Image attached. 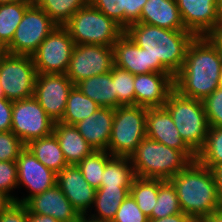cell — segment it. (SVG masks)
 Here are the masks:
<instances>
[{"label": "cell", "mask_w": 222, "mask_h": 222, "mask_svg": "<svg viewBox=\"0 0 222 222\" xmlns=\"http://www.w3.org/2000/svg\"><path fill=\"white\" fill-rule=\"evenodd\" d=\"M131 187H100L96 189L93 206L96 207V214H91L90 217L100 221L111 222L114 216L130 194Z\"/></svg>", "instance_id": "26"}, {"label": "cell", "mask_w": 222, "mask_h": 222, "mask_svg": "<svg viewBox=\"0 0 222 222\" xmlns=\"http://www.w3.org/2000/svg\"><path fill=\"white\" fill-rule=\"evenodd\" d=\"M18 187L16 161H0V191L10 195L15 201V196L9 194Z\"/></svg>", "instance_id": "40"}, {"label": "cell", "mask_w": 222, "mask_h": 222, "mask_svg": "<svg viewBox=\"0 0 222 222\" xmlns=\"http://www.w3.org/2000/svg\"><path fill=\"white\" fill-rule=\"evenodd\" d=\"M73 82L65 74H37L34 98L54 121L62 119Z\"/></svg>", "instance_id": "13"}, {"label": "cell", "mask_w": 222, "mask_h": 222, "mask_svg": "<svg viewBox=\"0 0 222 222\" xmlns=\"http://www.w3.org/2000/svg\"><path fill=\"white\" fill-rule=\"evenodd\" d=\"M15 200L3 191H0V214L7 210Z\"/></svg>", "instance_id": "47"}, {"label": "cell", "mask_w": 222, "mask_h": 222, "mask_svg": "<svg viewBox=\"0 0 222 222\" xmlns=\"http://www.w3.org/2000/svg\"><path fill=\"white\" fill-rule=\"evenodd\" d=\"M16 164L18 186H25L30 194L22 199L16 198L15 202L24 204L30 197L56 185L57 174L45 167L27 147L16 159Z\"/></svg>", "instance_id": "14"}, {"label": "cell", "mask_w": 222, "mask_h": 222, "mask_svg": "<svg viewBox=\"0 0 222 222\" xmlns=\"http://www.w3.org/2000/svg\"><path fill=\"white\" fill-rule=\"evenodd\" d=\"M55 122L34 98L13 101L11 131L27 145L53 134Z\"/></svg>", "instance_id": "11"}, {"label": "cell", "mask_w": 222, "mask_h": 222, "mask_svg": "<svg viewBox=\"0 0 222 222\" xmlns=\"http://www.w3.org/2000/svg\"><path fill=\"white\" fill-rule=\"evenodd\" d=\"M33 3L0 4V46L5 49L12 41L25 11Z\"/></svg>", "instance_id": "29"}, {"label": "cell", "mask_w": 222, "mask_h": 222, "mask_svg": "<svg viewBox=\"0 0 222 222\" xmlns=\"http://www.w3.org/2000/svg\"><path fill=\"white\" fill-rule=\"evenodd\" d=\"M162 179L135 177L130 188V195L140 210L151 220L153 208L157 202L158 187Z\"/></svg>", "instance_id": "30"}, {"label": "cell", "mask_w": 222, "mask_h": 222, "mask_svg": "<svg viewBox=\"0 0 222 222\" xmlns=\"http://www.w3.org/2000/svg\"><path fill=\"white\" fill-rule=\"evenodd\" d=\"M147 0H126V28L140 21L143 6Z\"/></svg>", "instance_id": "43"}, {"label": "cell", "mask_w": 222, "mask_h": 222, "mask_svg": "<svg viewBox=\"0 0 222 222\" xmlns=\"http://www.w3.org/2000/svg\"><path fill=\"white\" fill-rule=\"evenodd\" d=\"M183 24L196 37L209 36L220 22L218 0H176Z\"/></svg>", "instance_id": "15"}, {"label": "cell", "mask_w": 222, "mask_h": 222, "mask_svg": "<svg viewBox=\"0 0 222 222\" xmlns=\"http://www.w3.org/2000/svg\"><path fill=\"white\" fill-rule=\"evenodd\" d=\"M27 222H59L51 216L28 213Z\"/></svg>", "instance_id": "48"}, {"label": "cell", "mask_w": 222, "mask_h": 222, "mask_svg": "<svg viewBox=\"0 0 222 222\" xmlns=\"http://www.w3.org/2000/svg\"><path fill=\"white\" fill-rule=\"evenodd\" d=\"M4 52V49L0 46V55Z\"/></svg>", "instance_id": "55"}, {"label": "cell", "mask_w": 222, "mask_h": 222, "mask_svg": "<svg viewBox=\"0 0 222 222\" xmlns=\"http://www.w3.org/2000/svg\"><path fill=\"white\" fill-rule=\"evenodd\" d=\"M196 160L206 167L222 165V127H209L203 148Z\"/></svg>", "instance_id": "34"}, {"label": "cell", "mask_w": 222, "mask_h": 222, "mask_svg": "<svg viewBox=\"0 0 222 222\" xmlns=\"http://www.w3.org/2000/svg\"><path fill=\"white\" fill-rule=\"evenodd\" d=\"M218 13L220 20H222V0H218Z\"/></svg>", "instance_id": "52"}, {"label": "cell", "mask_w": 222, "mask_h": 222, "mask_svg": "<svg viewBox=\"0 0 222 222\" xmlns=\"http://www.w3.org/2000/svg\"><path fill=\"white\" fill-rule=\"evenodd\" d=\"M114 67L112 47L104 45H75L65 75L74 85L83 79L105 74Z\"/></svg>", "instance_id": "12"}, {"label": "cell", "mask_w": 222, "mask_h": 222, "mask_svg": "<svg viewBox=\"0 0 222 222\" xmlns=\"http://www.w3.org/2000/svg\"><path fill=\"white\" fill-rule=\"evenodd\" d=\"M146 137L182 151L191 161L197 158V154L180 137L169 111L164 106L146 108Z\"/></svg>", "instance_id": "16"}, {"label": "cell", "mask_w": 222, "mask_h": 222, "mask_svg": "<svg viewBox=\"0 0 222 222\" xmlns=\"http://www.w3.org/2000/svg\"><path fill=\"white\" fill-rule=\"evenodd\" d=\"M13 102L0 96V132L10 131L12 127Z\"/></svg>", "instance_id": "42"}, {"label": "cell", "mask_w": 222, "mask_h": 222, "mask_svg": "<svg viewBox=\"0 0 222 222\" xmlns=\"http://www.w3.org/2000/svg\"><path fill=\"white\" fill-rule=\"evenodd\" d=\"M37 72L32 56L0 55V86L3 97L10 101L34 97Z\"/></svg>", "instance_id": "8"}, {"label": "cell", "mask_w": 222, "mask_h": 222, "mask_svg": "<svg viewBox=\"0 0 222 222\" xmlns=\"http://www.w3.org/2000/svg\"><path fill=\"white\" fill-rule=\"evenodd\" d=\"M56 26L45 11L33 3L25 11L11 43L4 52L32 56Z\"/></svg>", "instance_id": "9"}, {"label": "cell", "mask_w": 222, "mask_h": 222, "mask_svg": "<svg viewBox=\"0 0 222 222\" xmlns=\"http://www.w3.org/2000/svg\"><path fill=\"white\" fill-rule=\"evenodd\" d=\"M124 33L150 56V69L175 76L183 66L187 49L196 37L187 30H169L136 22Z\"/></svg>", "instance_id": "2"}, {"label": "cell", "mask_w": 222, "mask_h": 222, "mask_svg": "<svg viewBox=\"0 0 222 222\" xmlns=\"http://www.w3.org/2000/svg\"><path fill=\"white\" fill-rule=\"evenodd\" d=\"M222 51L209 36L195 37L190 43L180 71L174 76V90L180 95L203 101L219 87Z\"/></svg>", "instance_id": "1"}, {"label": "cell", "mask_w": 222, "mask_h": 222, "mask_svg": "<svg viewBox=\"0 0 222 222\" xmlns=\"http://www.w3.org/2000/svg\"><path fill=\"white\" fill-rule=\"evenodd\" d=\"M208 168H210L212 171L219 195L222 199V165Z\"/></svg>", "instance_id": "45"}, {"label": "cell", "mask_w": 222, "mask_h": 222, "mask_svg": "<svg viewBox=\"0 0 222 222\" xmlns=\"http://www.w3.org/2000/svg\"><path fill=\"white\" fill-rule=\"evenodd\" d=\"M193 221L194 219L191 216L186 215L183 212L166 216L163 218H159V219L149 220V222H193Z\"/></svg>", "instance_id": "44"}, {"label": "cell", "mask_w": 222, "mask_h": 222, "mask_svg": "<svg viewBox=\"0 0 222 222\" xmlns=\"http://www.w3.org/2000/svg\"><path fill=\"white\" fill-rule=\"evenodd\" d=\"M111 222H149V218L140 210L136 201L129 194Z\"/></svg>", "instance_id": "39"}, {"label": "cell", "mask_w": 222, "mask_h": 222, "mask_svg": "<svg viewBox=\"0 0 222 222\" xmlns=\"http://www.w3.org/2000/svg\"><path fill=\"white\" fill-rule=\"evenodd\" d=\"M181 212L174 186L169 180H164L158 187L157 202L153 208L151 219H159Z\"/></svg>", "instance_id": "33"}, {"label": "cell", "mask_w": 222, "mask_h": 222, "mask_svg": "<svg viewBox=\"0 0 222 222\" xmlns=\"http://www.w3.org/2000/svg\"><path fill=\"white\" fill-rule=\"evenodd\" d=\"M53 134L59 142L68 165H77L95 150L86 142L75 125L55 122Z\"/></svg>", "instance_id": "23"}, {"label": "cell", "mask_w": 222, "mask_h": 222, "mask_svg": "<svg viewBox=\"0 0 222 222\" xmlns=\"http://www.w3.org/2000/svg\"><path fill=\"white\" fill-rule=\"evenodd\" d=\"M112 155L105 150H94L77 164L84 179L95 189L101 187L103 172Z\"/></svg>", "instance_id": "32"}, {"label": "cell", "mask_w": 222, "mask_h": 222, "mask_svg": "<svg viewBox=\"0 0 222 222\" xmlns=\"http://www.w3.org/2000/svg\"><path fill=\"white\" fill-rule=\"evenodd\" d=\"M26 147L45 167L56 174L68 166L54 134L31 140Z\"/></svg>", "instance_id": "25"}, {"label": "cell", "mask_w": 222, "mask_h": 222, "mask_svg": "<svg viewBox=\"0 0 222 222\" xmlns=\"http://www.w3.org/2000/svg\"><path fill=\"white\" fill-rule=\"evenodd\" d=\"M28 210L22 203H13L0 214V222H27Z\"/></svg>", "instance_id": "41"}, {"label": "cell", "mask_w": 222, "mask_h": 222, "mask_svg": "<svg viewBox=\"0 0 222 222\" xmlns=\"http://www.w3.org/2000/svg\"><path fill=\"white\" fill-rule=\"evenodd\" d=\"M89 2L124 30L126 29V0H89Z\"/></svg>", "instance_id": "36"}, {"label": "cell", "mask_w": 222, "mask_h": 222, "mask_svg": "<svg viewBox=\"0 0 222 222\" xmlns=\"http://www.w3.org/2000/svg\"><path fill=\"white\" fill-rule=\"evenodd\" d=\"M112 49L114 66L134 75L153 72L150 69V56L146 49L138 47L125 33L115 42Z\"/></svg>", "instance_id": "21"}, {"label": "cell", "mask_w": 222, "mask_h": 222, "mask_svg": "<svg viewBox=\"0 0 222 222\" xmlns=\"http://www.w3.org/2000/svg\"><path fill=\"white\" fill-rule=\"evenodd\" d=\"M75 43L64 26H56L32 55L37 74H65Z\"/></svg>", "instance_id": "10"}, {"label": "cell", "mask_w": 222, "mask_h": 222, "mask_svg": "<svg viewBox=\"0 0 222 222\" xmlns=\"http://www.w3.org/2000/svg\"><path fill=\"white\" fill-rule=\"evenodd\" d=\"M57 26H64L89 0H34Z\"/></svg>", "instance_id": "31"}, {"label": "cell", "mask_w": 222, "mask_h": 222, "mask_svg": "<svg viewBox=\"0 0 222 222\" xmlns=\"http://www.w3.org/2000/svg\"><path fill=\"white\" fill-rule=\"evenodd\" d=\"M0 96H3V94H2V90H1V86H0Z\"/></svg>", "instance_id": "56"}, {"label": "cell", "mask_w": 222, "mask_h": 222, "mask_svg": "<svg viewBox=\"0 0 222 222\" xmlns=\"http://www.w3.org/2000/svg\"><path fill=\"white\" fill-rule=\"evenodd\" d=\"M139 22L169 30H186L176 0H147Z\"/></svg>", "instance_id": "22"}, {"label": "cell", "mask_w": 222, "mask_h": 222, "mask_svg": "<svg viewBox=\"0 0 222 222\" xmlns=\"http://www.w3.org/2000/svg\"><path fill=\"white\" fill-rule=\"evenodd\" d=\"M210 39L218 46L222 51V20L215 28V30L209 35Z\"/></svg>", "instance_id": "46"}, {"label": "cell", "mask_w": 222, "mask_h": 222, "mask_svg": "<svg viewBox=\"0 0 222 222\" xmlns=\"http://www.w3.org/2000/svg\"><path fill=\"white\" fill-rule=\"evenodd\" d=\"M56 184L79 215H87L95 199L96 189L83 177L77 165H68L57 173Z\"/></svg>", "instance_id": "18"}, {"label": "cell", "mask_w": 222, "mask_h": 222, "mask_svg": "<svg viewBox=\"0 0 222 222\" xmlns=\"http://www.w3.org/2000/svg\"><path fill=\"white\" fill-rule=\"evenodd\" d=\"M202 102L209 127H222V87L219 86Z\"/></svg>", "instance_id": "38"}, {"label": "cell", "mask_w": 222, "mask_h": 222, "mask_svg": "<svg viewBox=\"0 0 222 222\" xmlns=\"http://www.w3.org/2000/svg\"><path fill=\"white\" fill-rule=\"evenodd\" d=\"M185 143L197 154L204 146L209 124L203 102L173 90L164 104Z\"/></svg>", "instance_id": "6"}, {"label": "cell", "mask_w": 222, "mask_h": 222, "mask_svg": "<svg viewBox=\"0 0 222 222\" xmlns=\"http://www.w3.org/2000/svg\"><path fill=\"white\" fill-rule=\"evenodd\" d=\"M25 147L11 130L0 132V161H16Z\"/></svg>", "instance_id": "37"}, {"label": "cell", "mask_w": 222, "mask_h": 222, "mask_svg": "<svg viewBox=\"0 0 222 222\" xmlns=\"http://www.w3.org/2000/svg\"><path fill=\"white\" fill-rule=\"evenodd\" d=\"M135 177L130 158L112 156L105 165L101 187H131Z\"/></svg>", "instance_id": "27"}, {"label": "cell", "mask_w": 222, "mask_h": 222, "mask_svg": "<svg viewBox=\"0 0 222 222\" xmlns=\"http://www.w3.org/2000/svg\"><path fill=\"white\" fill-rule=\"evenodd\" d=\"M219 86L222 87V67H221V73H220V79H219Z\"/></svg>", "instance_id": "53"}, {"label": "cell", "mask_w": 222, "mask_h": 222, "mask_svg": "<svg viewBox=\"0 0 222 222\" xmlns=\"http://www.w3.org/2000/svg\"><path fill=\"white\" fill-rule=\"evenodd\" d=\"M100 106L85 96L79 88L74 85L68 94L66 109L61 122L76 125L78 122L91 116Z\"/></svg>", "instance_id": "28"}, {"label": "cell", "mask_w": 222, "mask_h": 222, "mask_svg": "<svg viewBox=\"0 0 222 222\" xmlns=\"http://www.w3.org/2000/svg\"><path fill=\"white\" fill-rule=\"evenodd\" d=\"M136 177L170 180L191 160L180 150L145 137L129 157Z\"/></svg>", "instance_id": "4"}, {"label": "cell", "mask_w": 222, "mask_h": 222, "mask_svg": "<svg viewBox=\"0 0 222 222\" xmlns=\"http://www.w3.org/2000/svg\"><path fill=\"white\" fill-rule=\"evenodd\" d=\"M169 181L176 190L181 211L194 220H203L222 208L211 169L197 160L191 161Z\"/></svg>", "instance_id": "3"}, {"label": "cell", "mask_w": 222, "mask_h": 222, "mask_svg": "<svg viewBox=\"0 0 222 222\" xmlns=\"http://www.w3.org/2000/svg\"><path fill=\"white\" fill-rule=\"evenodd\" d=\"M8 3H34V0H0V4Z\"/></svg>", "instance_id": "51"}, {"label": "cell", "mask_w": 222, "mask_h": 222, "mask_svg": "<svg viewBox=\"0 0 222 222\" xmlns=\"http://www.w3.org/2000/svg\"><path fill=\"white\" fill-rule=\"evenodd\" d=\"M24 205L28 213L51 216L59 222H76L80 216L57 184L30 197Z\"/></svg>", "instance_id": "19"}, {"label": "cell", "mask_w": 222, "mask_h": 222, "mask_svg": "<svg viewBox=\"0 0 222 222\" xmlns=\"http://www.w3.org/2000/svg\"><path fill=\"white\" fill-rule=\"evenodd\" d=\"M88 215L89 214L80 215L76 222H106V221H100V220H97V219H93ZM86 216H88V217H86Z\"/></svg>", "instance_id": "50"}, {"label": "cell", "mask_w": 222, "mask_h": 222, "mask_svg": "<svg viewBox=\"0 0 222 222\" xmlns=\"http://www.w3.org/2000/svg\"><path fill=\"white\" fill-rule=\"evenodd\" d=\"M76 86L100 107L117 108V96L111 71L83 79Z\"/></svg>", "instance_id": "24"}, {"label": "cell", "mask_w": 222, "mask_h": 222, "mask_svg": "<svg viewBox=\"0 0 222 222\" xmlns=\"http://www.w3.org/2000/svg\"><path fill=\"white\" fill-rule=\"evenodd\" d=\"M135 105L144 108L163 107L174 90L171 73L152 72L134 75Z\"/></svg>", "instance_id": "17"}, {"label": "cell", "mask_w": 222, "mask_h": 222, "mask_svg": "<svg viewBox=\"0 0 222 222\" xmlns=\"http://www.w3.org/2000/svg\"><path fill=\"white\" fill-rule=\"evenodd\" d=\"M75 45L113 47L124 29L113 19L96 9L90 2L79 9L64 25Z\"/></svg>", "instance_id": "5"}, {"label": "cell", "mask_w": 222, "mask_h": 222, "mask_svg": "<svg viewBox=\"0 0 222 222\" xmlns=\"http://www.w3.org/2000/svg\"><path fill=\"white\" fill-rule=\"evenodd\" d=\"M114 81L117 108L119 106L135 105L134 74L114 66L111 69Z\"/></svg>", "instance_id": "35"}, {"label": "cell", "mask_w": 222, "mask_h": 222, "mask_svg": "<svg viewBox=\"0 0 222 222\" xmlns=\"http://www.w3.org/2000/svg\"><path fill=\"white\" fill-rule=\"evenodd\" d=\"M146 137V108L138 105L119 106L114 119L107 151L112 156L130 157Z\"/></svg>", "instance_id": "7"}, {"label": "cell", "mask_w": 222, "mask_h": 222, "mask_svg": "<svg viewBox=\"0 0 222 222\" xmlns=\"http://www.w3.org/2000/svg\"><path fill=\"white\" fill-rule=\"evenodd\" d=\"M206 222H222V208L214 211L204 219Z\"/></svg>", "instance_id": "49"}, {"label": "cell", "mask_w": 222, "mask_h": 222, "mask_svg": "<svg viewBox=\"0 0 222 222\" xmlns=\"http://www.w3.org/2000/svg\"><path fill=\"white\" fill-rule=\"evenodd\" d=\"M114 119V109L100 107L75 126L95 150L107 151Z\"/></svg>", "instance_id": "20"}, {"label": "cell", "mask_w": 222, "mask_h": 222, "mask_svg": "<svg viewBox=\"0 0 222 222\" xmlns=\"http://www.w3.org/2000/svg\"><path fill=\"white\" fill-rule=\"evenodd\" d=\"M193 222H206V221L203 219V220H194Z\"/></svg>", "instance_id": "54"}]
</instances>
